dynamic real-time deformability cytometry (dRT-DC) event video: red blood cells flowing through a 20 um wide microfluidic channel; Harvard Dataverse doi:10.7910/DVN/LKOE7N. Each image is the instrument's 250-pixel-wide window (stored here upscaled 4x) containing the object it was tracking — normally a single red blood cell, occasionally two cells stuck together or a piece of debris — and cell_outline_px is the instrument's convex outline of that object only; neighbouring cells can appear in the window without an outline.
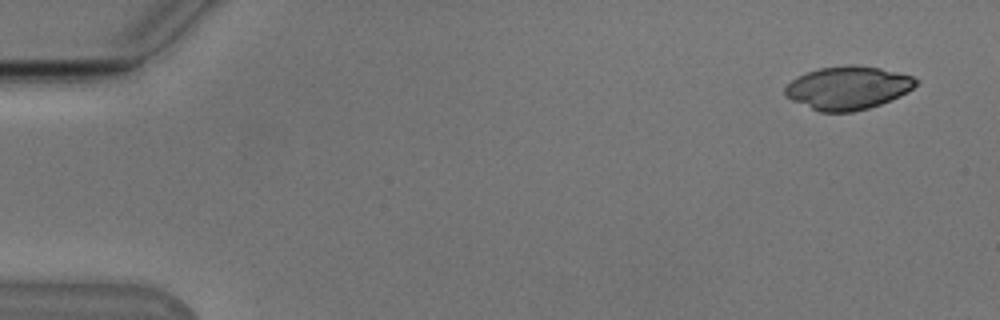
{"species": "Egyptian fruit bat (a non-hibernating species)", "species_latin": "Rousettus aegyptiacus", "temperature_condition": "cold", "stored_images_in_passage": 7, "camera_frame_rate_fps": 3000, "um_per_image_px": 0.085, "animal": {"sex": "male"}, "frame": {"image": 1, "passage_image": 1, "time_ms": 0.0, "image_size_px": [1000, 320], "cell_outline_px": [[920, 80], [908, 92], [900, 96], [880, 104], [868, 108], [852, 112], [820, 112], [792, 100], [784, 96], [784, 88], [796, 76], [820, 68], [848, 64], [856, 64], [880, 68], [912, 76]], "centroid_in_image_um": [72.06, 7.46], "position_along_channel_um": 12.9, "area_um2": 33.0}}